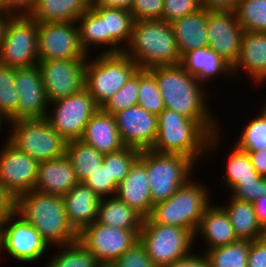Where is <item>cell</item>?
I'll list each match as a JSON object with an SVG mask.
<instances>
[{
  "label": "cell",
  "mask_w": 266,
  "mask_h": 267,
  "mask_svg": "<svg viewBox=\"0 0 266 267\" xmlns=\"http://www.w3.org/2000/svg\"><path fill=\"white\" fill-rule=\"evenodd\" d=\"M148 72L156 80L166 109L197 121L210 135L220 132L207 105L206 88L195 76L180 64L156 66Z\"/></svg>",
  "instance_id": "6da1fadb"
},
{
  "label": "cell",
  "mask_w": 266,
  "mask_h": 267,
  "mask_svg": "<svg viewBox=\"0 0 266 267\" xmlns=\"http://www.w3.org/2000/svg\"><path fill=\"white\" fill-rule=\"evenodd\" d=\"M220 133L210 135L197 121L165 108L158 115V134L151 150L182 155L196 163L219 147Z\"/></svg>",
  "instance_id": "7a4b0ae2"
},
{
  "label": "cell",
  "mask_w": 266,
  "mask_h": 267,
  "mask_svg": "<svg viewBox=\"0 0 266 267\" xmlns=\"http://www.w3.org/2000/svg\"><path fill=\"white\" fill-rule=\"evenodd\" d=\"M134 22L128 9L90 7L77 20L80 45L87 55L92 47L100 46L106 47L101 54L123 53L130 43Z\"/></svg>",
  "instance_id": "3957f363"
},
{
  "label": "cell",
  "mask_w": 266,
  "mask_h": 267,
  "mask_svg": "<svg viewBox=\"0 0 266 267\" xmlns=\"http://www.w3.org/2000/svg\"><path fill=\"white\" fill-rule=\"evenodd\" d=\"M18 215L33 226L49 246L64 247L78 240L66 216L62 196L32 190L18 198Z\"/></svg>",
  "instance_id": "277c9868"
},
{
  "label": "cell",
  "mask_w": 266,
  "mask_h": 267,
  "mask_svg": "<svg viewBox=\"0 0 266 267\" xmlns=\"http://www.w3.org/2000/svg\"><path fill=\"white\" fill-rule=\"evenodd\" d=\"M139 69L176 65L181 56L171 24L164 20H135L130 43L124 49Z\"/></svg>",
  "instance_id": "5b68a950"
},
{
  "label": "cell",
  "mask_w": 266,
  "mask_h": 267,
  "mask_svg": "<svg viewBox=\"0 0 266 267\" xmlns=\"http://www.w3.org/2000/svg\"><path fill=\"white\" fill-rule=\"evenodd\" d=\"M209 193L206 185L191 178L169 199L155 204L149 218L154 223L184 228L195 235L201 217L211 204Z\"/></svg>",
  "instance_id": "8992f818"
},
{
  "label": "cell",
  "mask_w": 266,
  "mask_h": 267,
  "mask_svg": "<svg viewBox=\"0 0 266 267\" xmlns=\"http://www.w3.org/2000/svg\"><path fill=\"white\" fill-rule=\"evenodd\" d=\"M95 58L93 60L88 58L89 61L87 59L84 89L91 94L95 103L101 108L126 84L139 67L124 52L99 53V56Z\"/></svg>",
  "instance_id": "52a82bcc"
},
{
  "label": "cell",
  "mask_w": 266,
  "mask_h": 267,
  "mask_svg": "<svg viewBox=\"0 0 266 267\" xmlns=\"http://www.w3.org/2000/svg\"><path fill=\"white\" fill-rule=\"evenodd\" d=\"M8 141L17 150L27 153L38 162L65 156L67 141L45 119H21L9 122Z\"/></svg>",
  "instance_id": "ba28073f"
},
{
  "label": "cell",
  "mask_w": 266,
  "mask_h": 267,
  "mask_svg": "<svg viewBox=\"0 0 266 267\" xmlns=\"http://www.w3.org/2000/svg\"><path fill=\"white\" fill-rule=\"evenodd\" d=\"M195 235L187 229L154 223L144 218L139 241L157 267L172 264L191 253Z\"/></svg>",
  "instance_id": "9c48e42d"
},
{
  "label": "cell",
  "mask_w": 266,
  "mask_h": 267,
  "mask_svg": "<svg viewBox=\"0 0 266 267\" xmlns=\"http://www.w3.org/2000/svg\"><path fill=\"white\" fill-rule=\"evenodd\" d=\"M195 163L178 154H162L146 150V171L153 205L169 199L180 186L191 179Z\"/></svg>",
  "instance_id": "30bf717a"
},
{
  "label": "cell",
  "mask_w": 266,
  "mask_h": 267,
  "mask_svg": "<svg viewBox=\"0 0 266 267\" xmlns=\"http://www.w3.org/2000/svg\"><path fill=\"white\" fill-rule=\"evenodd\" d=\"M38 23L30 16H12L0 47V64L14 69L38 64Z\"/></svg>",
  "instance_id": "8fae6325"
},
{
  "label": "cell",
  "mask_w": 266,
  "mask_h": 267,
  "mask_svg": "<svg viewBox=\"0 0 266 267\" xmlns=\"http://www.w3.org/2000/svg\"><path fill=\"white\" fill-rule=\"evenodd\" d=\"M49 106H52V110L48 112L46 119L67 142L81 138L89 119L99 109L85 89L53 101Z\"/></svg>",
  "instance_id": "7c38bea8"
},
{
  "label": "cell",
  "mask_w": 266,
  "mask_h": 267,
  "mask_svg": "<svg viewBox=\"0 0 266 267\" xmlns=\"http://www.w3.org/2000/svg\"><path fill=\"white\" fill-rule=\"evenodd\" d=\"M87 59L88 55L84 59L39 60L37 67L48 103L84 89Z\"/></svg>",
  "instance_id": "4fadbf2b"
},
{
  "label": "cell",
  "mask_w": 266,
  "mask_h": 267,
  "mask_svg": "<svg viewBox=\"0 0 266 267\" xmlns=\"http://www.w3.org/2000/svg\"><path fill=\"white\" fill-rule=\"evenodd\" d=\"M140 231L114 228L95 221L85 227L78 240L99 263L112 264L139 241Z\"/></svg>",
  "instance_id": "5bb4252c"
},
{
  "label": "cell",
  "mask_w": 266,
  "mask_h": 267,
  "mask_svg": "<svg viewBox=\"0 0 266 267\" xmlns=\"http://www.w3.org/2000/svg\"><path fill=\"white\" fill-rule=\"evenodd\" d=\"M3 249L17 261L32 263L44 256L49 245L33 226L16 214L0 227V253Z\"/></svg>",
  "instance_id": "9a60e30c"
},
{
  "label": "cell",
  "mask_w": 266,
  "mask_h": 267,
  "mask_svg": "<svg viewBox=\"0 0 266 267\" xmlns=\"http://www.w3.org/2000/svg\"><path fill=\"white\" fill-rule=\"evenodd\" d=\"M76 25V26H75ZM38 60L84 59L77 23H38Z\"/></svg>",
  "instance_id": "2e32d148"
},
{
  "label": "cell",
  "mask_w": 266,
  "mask_h": 267,
  "mask_svg": "<svg viewBox=\"0 0 266 267\" xmlns=\"http://www.w3.org/2000/svg\"><path fill=\"white\" fill-rule=\"evenodd\" d=\"M243 32L234 10H208L209 48L231 67L239 57Z\"/></svg>",
  "instance_id": "e0dca14e"
},
{
  "label": "cell",
  "mask_w": 266,
  "mask_h": 267,
  "mask_svg": "<svg viewBox=\"0 0 266 267\" xmlns=\"http://www.w3.org/2000/svg\"><path fill=\"white\" fill-rule=\"evenodd\" d=\"M38 167L37 160L4 141L0 150V182L18 197L34 189Z\"/></svg>",
  "instance_id": "ac0fdd59"
},
{
  "label": "cell",
  "mask_w": 266,
  "mask_h": 267,
  "mask_svg": "<svg viewBox=\"0 0 266 267\" xmlns=\"http://www.w3.org/2000/svg\"><path fill=\"white\" fill-rule=\"evenodd\" d=\"M125 146L139 150L151 149L158 134V116L135 105L114 115Z\"/></svg>",
  "instance_id": "d6986e66"
},
{
  "label": "cell",
  "mask_w": 266,
  "mask_h": 267,
  "mask_svg": "<svg viewBox=\"0 0 266 267\" xmlns=\"http://www.w3.org/2000/svg\"><path fill=\"white\" fill-rule=\"evenodd\" d=\"M14 83L19 96L17 120L45 119L49 103L37 65L15 69Z\"/></svg>",
  "instance_id": "ffe728a7"
},
{
  "label": "cell",
  "mask_w": 266,
  "mask_h": 267,
  "mask_svg": "<svg viewBox=\"0 0 266 267\" xmlns=\"http://www.w3.org/2000/svg\"><path fill=\"white\" fill-rule=\"evenodd\" d=\"M115 196L144 218L151 215L154 205L146 171V150H141L139 158L131 166L129 174L118 185Z\"/></svg>",
  "instance_id": "44dd1931"
},
{
  "label": "cell",
  "mask_w": 266,
  "mask_h": 267,
  "mask_svg": "<svg viewBox=\"0 0 266 267\" xmlns=\"http://www.w3.org/2000/svg\"><path fill=\"white\" fill-rule=\"evenodd\" d=\"M242 70L251 77L254 85L266 81V32H243L239 57L232 67V74L236 76Z\"/></svg>",
  "instance_id": "7402d4cb"
},
{
  "label": "cell",
  "mask_w": 266,
  "mask_h": 267,
  "mask_svg": "<svg viewBox=\"0 0 266 267\" xmlns=\"http://www.w3.org/2000/svg\"><path fill=\"white\" fill-rule=\"evenodd\" d=\"M78 182L74 168L65 155L39 162L37 181L33 190L63 197Z\"/></svg>",
  "instance_id": "603a6c76"
},
{
  "label": "cell",
  "mask_w": 266,
  "mask_h": 267,
  "mask_svg": "<svg viewBox=\"0 0 266 267\" xmlns=\"http://www.w3.org/2000/svg\"><path fill=\"white\" fill-rule=\"evenodd\" d=\"M63 200L67 219L78 234L97 220L101 199L83 182H78L63 196Z\"/></svg>",
  "instance_id": "cb8c5ba5"
},
{
  "label": "cell",
  "mask_w": 266,
  "mask_h": 267,
  "mask_svg": "<svg viewBox=\"0 0 266 267\" xmlns=\"http://www.w3.org/2000/svg\"><path fill=\"white\" fill-rule=\"evenodd\" d=\"M80 140L103 154L116 152L125 147L114 115L105 113L101 108L89 119Z\"/></svg>",
  "instance_id": "d4e9b609"
},
{
  "label": "cell",
  "mask_w": 266,
  "mask_h": 267,
  "mask_svg": "<svg viewBox=\"0 0 266 267\" xmlns=\"http://www.w3.org/2000/svg\"><path fill=\"white\" fill-rule=\"evenodd\" d=\"M212 205V206H211ZM201 236L206 242L204 252L236 242V237L231 221L225 210L217 204H210L201 217L199 227L195 233V239Z\"/></svg>",
  "instance_id": "484cf974"
},
{
  "label": "cell",
  "mask_w": 266,
  "mask_h": 267,
  "mask_svg": "<svg viewBox=\"0 0 266 267\" xmlns=\"http://www.w3.org/2000/svg\"><path fill=\"white\" fill-rule=\"evenodd\" d=\"M179 64L203 85L214 76H233L232 67L209 46L188 51L181 56Z\"/></svg>",
  "instance_id": "4316f807"
},
{
  "label": "cell",
  "mask_w": 266,
  "mask_h": 267,
  "mask_svg": "<svg viewBox=\"0 0 266 267\" xmlns=\"http://www.w3.org/2000/svg\"><path fill=\"white\" fill-rule=\"evenodd\" d=\"M208 9L189 14L172 21L171 27L177 41L180 56L193 49L209 46L207 36Z\"/></svg>",
  "instance_id": "83f0119b"
},
{
  "label": "cell",
  "mask_w": 266,
  "mask_h": 267,
  "mask_svg": "<svg viewBox=\"0 0 266 267\" xmlns=\"http://www.w3.org/2000/svg\"><path fill=\"white\" fill-rule=\"evenodd\" d=\"M90 7L91 0H37L30 17L37 23H77Z\"/></svg>",
  "instance_id": "f1b7e54d"
},
{
  "label": "cell",
  "mask_w": 266,
  "mask_h": 267,
  "mask_svg": "<svg viewBox=\"0 0 266 267\" xmlns=\"http://www.w3.org/2000/svg\"><path fill=\"white\" fill-rule=\"evenodd\" d=\"M96 221L114 228L141 231L144 217L113 196L100 200Z\"/></svg>",
  "instance_id": "f546056e"
},
{
  "label": "cell",
  "mask_w": 266,
  "mask_h": 267,
  "mask_svg": "<svg viewBox=\"0 0 266 267\" xmlns=\"http://www.w3.org/2000/svg\"><path fill=\"white\" fill-rule=\"evenodd\" d=\"M233 226L239 240L254 241L265 236L266 232L260 226L254 205L250 202L230 198L228 204L221 206Z\"/></svg>",
  "instance_id": "4dcf8cb0"
},
{
  "label": "cell",
  "mask_w": 266,
  "mask_h": 267,
  "mask_svg": "<svg viewBox=\"0 0 266 267\" xmlns=\"http://www.w3.org/2000/svg\"><path fill=\"white\" fill-rule=\"evenodd\" d=\"M65 155L74 168L79 182H84L97 170L105 156L80 139L67 142Z\"/></svg>",
  "instance_id": "1f68e13d"
},
{
  "label": "cell",
  "mask_w": 266,
  "mask_h": 267,
  "mask_svg": "<svg viewBox=\"0 0 266 267\" xmlns=\"http://www.w3.org/2000/svg\"><path fill=\"white\" fill-rule=\"evenodd\" d=\"M226 160V169L223 179L224 187L229 188L232 192L240 183L253 182L261 176L252 165L251 159L247 152L238 149L235 145L232 147Z\"/></svg>",
  "instance_id": "d6a6232c"
},
{
  "label": "cell",
  "mask_w": 266,
  "mask_h": 267,
  "mask_svg": "<svg viewBox=\"0 0 266 267\" xmlns=\"http://www.w3.org/2000/svg\"><path fill=\"white\" fill-rule=\"evenodd\" d=\"M251 241L237 240L206 251L210 267H247Z\"/></svg>",
  "instance_id": "836d02e7"
},
{
  "label": "cell",
  "mask_w": 266,
  "mask_h": 267,
  "mask_svg": "<svg viewBox=\"0 0 266 267\" xmlns=\"http://www.w3.org/2000/svg\"><path fill=\"white\" fill-rule=\"evenodd\" d=\"M234 12L244 32H266V0H239Z\"/></svg>",
  "instance_id": "e575fe53"
},
{
  "label": "cell",
  "mask_w": 266,
  "mask_h": 267,
  "mask_svg": "<svg viewBox=\"0 0 266 267\" xmlns=\"http://www.w3.org/2000/svg\"><path fill=\"white\" fill-rule=\"evenodd\" d=\"M14 81L15 69L0 64V115L8 122L17 120L19 96Z\"/></svg>",
  "instance_id": "d590c367"
},
{
  "label": "cell",
  "mask_w": 266,
  "mask_h": 267,
  "mask_svg": "<svg viewBox=\"0 0 266 267\" xmlns=\"http://www.w3.org/2000/svg\"><path fill=\"white\" fill-rule=\"evenodd\" d=\"M56 248L62 250L52 256L46 267H97L99 264L79 240L72 245Z\"/></svg>",
  "instance_id": "8d00e7d4"
},
{
  "label": "cell",
  "mask_w": 266,
  "mask_h": 267,
  "mask_svg": "<svg viewBox=\"0 0 266 267\" xmlns=\"http://www.w3.org/2000/svg\"><path fill=\"white\" fill-rule=\"evenodd\" d=\"M137 105L157 116L165 109L156 80L147 69H139Z\"/></svg>",
  "instance_id": "74e56055"
},
{
  "label": "cell",
  "mask_w": 266,
  "mask_h": 267,
  "mask_svg": "<svg viewBox=\"0 0 266 267\" xmlns=\"http://www.w3.org/2000/svg\"><path fill=\"white\" fill-rule=\"evenodd\" d=\"M251 120V121H250ZM247 122L235 146L245 152L266 148V116L260 111L256 118Z\"/></svg>",
  "instance_id": "f35d334b"
},
{
  "label": "cell",
  "mask_w": 266,
  "mask_h": 267,
  "mask_svg": "<svg viewBox=\"0 0 266 267\" xmlns=\"http://www.w3.org/2000/svg\"><path fill=\"white\" fill-rule=\"evenodd\" d=\"M139 90V69L130 77L101 109L108 114L115 115L129 107L137 105Z\"/></svg>",
  "instance_id": "ab89813d"
},
{
  "label": "cell",
  "mask_w": 266,
  "mask_h": 267,
  "mask_svg": "<svg viewBox=\"0 0 266 267\" xmlns=\"http://www.w3.org/2000/svg\"><path fill=\"white\" fill-rule=\"evenodd\" d=\"M141 150L125 146L119 151L108 154V171L110 178H113L119 185L129 174L134 162L139 158Z\"/></svg>",
  "instance_id": "60d3db41"
},
{
  "label": "cell",
  "mask_w": 266,
  "mask_h": 267,
  "mask_svg": "<svg viewBox=\"0 0 266 267\" xmlns=\"http://www.w3.org/2000/svg\"><path fill=\"white\" fill-rule=\"evenodd\" d=\"M100 199L116 195L118 184L110 178L108 171V154H105L103 163L84 182Z\"/></svg>",
  "instance_id": "b9f144b4"
},
{
  "label": "cell",
  "mask_w": 266,
  "mask_h": 267,
  "mask_svg": "<svg viewBox=\"0 0 266 267\" xmlns=\"http://www.w3.org/2000/svg\"><path fill=\"white\" fill-rule=\"evenodd\" d=\"M163 20L171 23L172 21L188 16L201 10L200 0H163Z\"/></svg>",
  "instance_id": "7bdbcfd3"
},
{
  "label": "cell",
  "mask_w": 266,
  "mask_h": 267,
  "mask_svg": "<svg viewBox=\"0 0 266 267\" xmlns=\"http://www.w3.org/2000/svg\"><path fill=\"white\" fill-rule=\"evenodd\" d=\"M112 264L116 267H157L140 241H137Z\"/></svg>",
  "instance_id": "ee69618b"
},
{
  "label": "cell",
  "mask_w": 266,
  "mask_h": 267,
  "mask_svg": "<svg viewBox=\"0 0 266 267\" xmlns=\"http://www.w3.org/2000/svg\"><path fill=\"white\" fill-rule=\"evenodd\" d=\"M163 0H134L130 9L135 20H163Z\"/></svg>",
  "instance_id": "f6af8a7d"
},
{
  "label": "cell",
  "mask_w": 266,
  "mask_h": 267,
  "mask_svg": "<svg viewBox=\"0 0 266 267\" xmlns=\"http://www.w3.org/2000/svg\"><path fill=\"white\" fill-rule=\"evenodd\" d=\"M231 193V197L250 203L256 202L260 197L266 196V178L260 177L258 180L248 183H240Z\"/></svg>",
  "instance_id": "bcb514c9"
},
{
  "label": "cell",
  "mask_w": 266,
  "mask_h": 267,
  "mask_svg": "<svg viewBox=\"0 0 266 267\" xmlns=\"http://www.w3.org/2000/svg\"><path fill=\"white\" fill-rule=\"evenodd\" d=\"M18 196L0 182V212L9 218L18 214Z\"/></svg>",
  "instance_id": "7dc6e473"
},
{
  "label": "cell",
  "mask_w": 266,
  "mask_h": 267,
  "mask_svg": "<svg viewBox=\"0 0 266 267\" xmlns=\"http://www.w3.org/2000/svg\"><path fill=\"white\" fill-rule=\"evenodd\" d=\"M247 267H266V237L251 241Z\"/></svg>",
  "instance_id": "c3c4849f"
},
{
  "label": "cell",
  "mask_w": 266,
  "mask_h": 267,
  "mask_svg": "<svg viewBox=\"0 0 266 267\" xmlns=\"http://www.w3.org/2000/svg\"><path fill=\"white\" fill-rule=\"evenodd\" d=\"M37 0H6V14L12 16H30Z\"/></svg>",
  "instance_id": "681fc988"
},
{
  "label": "cell",
  "mask_w": 266,
  "mask_h": 267,
  "mask_svg": "<svg viewBox=\"0 0 266 267\" xmlns=\"http://www.w3.org/2000/svg\"><path fill=\"white\" fill-rule=\"evenodd\" d=\"M200 254L190 253L187 256L174 261L172 264H168L163 267H210L209 259L205 252Z\"/></svg>",
  "instance_id": "f907efd6"
},
{
  "label": "cell",
  "mask_w": 266,
  "mask_h": 267,
  "mask_svg": "<svg viewBox=\"0 0 266 267\" xmlns=\"http://www.w3.org/2000/svg\"><path fill=\"white\" fill-rule=\"evenodd\" d=\"M252 165L261 177L266 178V148L259 151L247 152Z\"/></svg>",
  "instance_id": "816d5d0a"
},
{
  "label": "cell",
  "mask_w": 266,
  "mask_h": 267,
  "mask_svg": "<svg viewBox=\"0 0 266 267\" xmlns=\"http://www.w3.org/2000/svg\"><path fill=\"white\" fill-rule=\"evenodd\" d=\"M208 10H234L239 0H200Z\"/></svg>",
  "instance_id": "f5cc1de1"
},
{
  "label": "cell",
  "mask_w": 266,
  "mask_h": 267,
  "mask_svg": "<svg viewBox=\"0 0 266 267\" xmlns=\"http://www.w3.org/2000/svg\"><path fill=\"white\" fill-rule=\"evenodd\" d=\"M134 0H91V7H113L130 10Z\"/></svg>",
  "instance_id": "db71d44e"
},
{
  "label": "cell",
  "mask_w": 266,
  "mask_h": 267,
  "mask_svg": "<svg viewBox=\"0 0 266 267\" xmlns=\"http://www.w3.org/2000/svg\"><path fill=\"white\" fill-rule=\"evenodd\" d=\"M257 220L266 232V196L260 197L256 202L253 203Z\"/></svg>",
  "instance_id": "11a10c76"
},
{
  "label": "cell",
  "mask_w": 266,
  "mask_h": 267,
  "mask_svg": "<svg viewBox=\"0 0 266 267\" xmlns=\"http://www.w3.org/2000/svg\"><path fill=\"white\" fill-rule=\"evenodd\" d=\"M12 15H8L5 13H0V47L3 43V38L6 30L7 23L9 22Z\"/></svg>",
  "instance_id": "9f6ffc18"
},
{
  "label": "cell",
  "mask_w": 266,
  "mask_h": 267,
  "mask_svg": "<svg viewBox=\"0 0 266 267\" xmlns=\"http://www.w3.org/2000/svg\"><path fill=\"white\" fill-rule=\"evenodd\" d=\"M0 13L6 14V0H0Z\"/></svg>",
  "instance_id": "6f0895ef"
},
{
  "label": "cell",
  "mask_w": 266,
  "mask_h": 267,
  "mask_svg": "<svg viewBox=\"0 0 266 267\" xmlns=\"http://www.w3.org/2000/svg\"><path fill=\"white\" fill-rule=\"evenodd\" d=\"M7 120L2 116L0 115V130H2L3 126H4V123L6 122ZM1 132V131H0Z\"/></svg>",
  "instance_id": "680465c9"
},
{
  "label": "cell",
  "mask_w": 266,
  "mask_h": 267,
  "mask_svg": "<svg viewBox=\"0 0 266 267\" xmlns=\"http://www.w3.org/2000/svg\"><path fill=\"white\" fill-rule=\"evenodd\" d=\"M7 218L0 212V227L2 226V224L4 223V221L6 220Z\"/></svg>",
  "instance_id": "91938a15"
},
{
  "label": "cell",
  "mask_w": 266,
  "mask_h": 267,
  "mask_svg": "<svg viewBox=\"0 0 266 267\" xmlns=\"http://www.w3.org/2000/svg\"><path fill=\"white\" fill-rule=\"evenodd\" d=\"M265 105L263 106H261L262 108L260 109L261 110V112L266 116V102L264 103Z\"/></svg>",
  "instance_id": "94428289"
},
{
  "label": "cell",
  "mask_w": 266,
  "mask_h": 267,
  "mask_svg": "<svg viewBox=\"0 0 266 267\" xmlns=\"http://www.w3.org/2000/svg\"><path fill=\"white\" fill-rule=\"evenodd\" d=\"M97 267H110V264L99 263Z\"/></svg>",
  "instance_id": "6125c7cd"
}]
</instances>
